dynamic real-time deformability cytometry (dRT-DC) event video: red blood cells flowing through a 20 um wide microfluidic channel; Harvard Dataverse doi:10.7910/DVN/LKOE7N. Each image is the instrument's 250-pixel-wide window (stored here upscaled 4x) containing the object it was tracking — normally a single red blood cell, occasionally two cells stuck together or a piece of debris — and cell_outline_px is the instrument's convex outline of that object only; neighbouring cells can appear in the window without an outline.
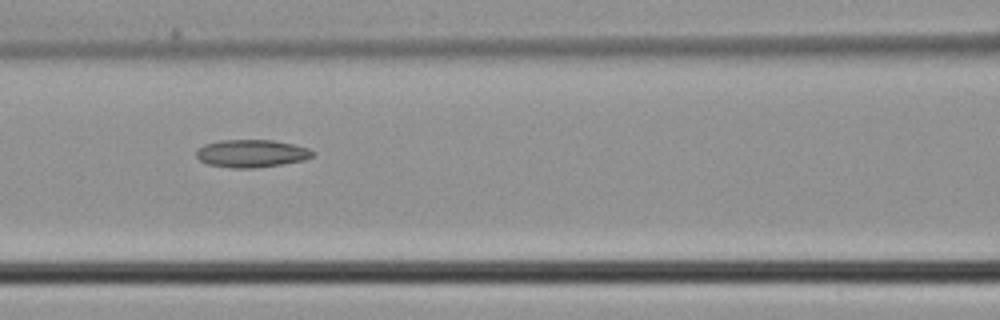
{"species": "common noctule bat (a hibernating species)", "species_latin": "Nyctalus noctula", "temperature_condition": "cold", "stored_images_in_passage": 3, "camera_frame_rate_fps": 3000, "um_per_image_px": 0.085, "animal": {"sex": "male", "body_mass_g": 21.5, "forearm_length_mm": 52.0}, "frame": {"image": 1, "passage_image": 3, "time_ms": 0.667, "image_size_px": [1000, 320], "cell_outline_px": [[316, 156], [304, 160], [280, 164], [252, 168], [232, 168], [208, 164], [200, 160], [196, 156], [196, 148], [204, 144], [220, 140], [272, 140], [292, 144], [308, 148], [316, 152]], "centroid_in_image_um": [21.38, 13.04], "position_along_channel_um": 145.2, "area_um2": 18.84}}